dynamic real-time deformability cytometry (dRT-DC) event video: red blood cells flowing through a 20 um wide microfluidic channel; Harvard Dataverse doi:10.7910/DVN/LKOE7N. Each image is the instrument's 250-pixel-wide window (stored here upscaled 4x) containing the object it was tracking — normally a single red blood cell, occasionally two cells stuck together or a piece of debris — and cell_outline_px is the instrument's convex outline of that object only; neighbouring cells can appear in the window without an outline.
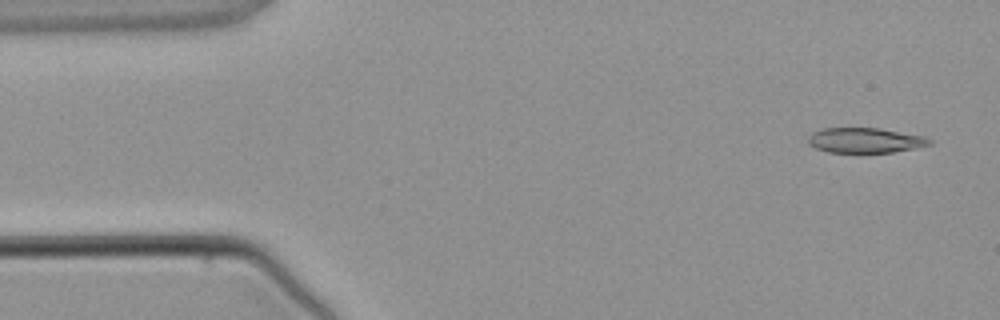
{"species": "common noctule bat (a hibernating species)", "species_latin": "Nyctalus noctula", "temperature_condition": "warm", "stored_images_in_passage": 3, "camera_frame_rate_fps": 3000, "um_per_image_px": 0.085, "animal": {"sex": "male", "body_mass_g": 21.5, "forearm_length_mm": 52.0}, "frame": {"image": 1, "passage_image": 1, "time_ms": 0.0, "image_size_px": [1000, 320], "cell_outline_px": [[932, 144], [892, 152], [828, 152], [816, 148], [808, 144], [808, 136], [812, 132], [824, 128], [880, 128], [924, 136], [932, 140]], "centroid_in_image_um": [73.51, 11.92], "position_along_channel_um": 11.5, "area_um2": 17.63}}